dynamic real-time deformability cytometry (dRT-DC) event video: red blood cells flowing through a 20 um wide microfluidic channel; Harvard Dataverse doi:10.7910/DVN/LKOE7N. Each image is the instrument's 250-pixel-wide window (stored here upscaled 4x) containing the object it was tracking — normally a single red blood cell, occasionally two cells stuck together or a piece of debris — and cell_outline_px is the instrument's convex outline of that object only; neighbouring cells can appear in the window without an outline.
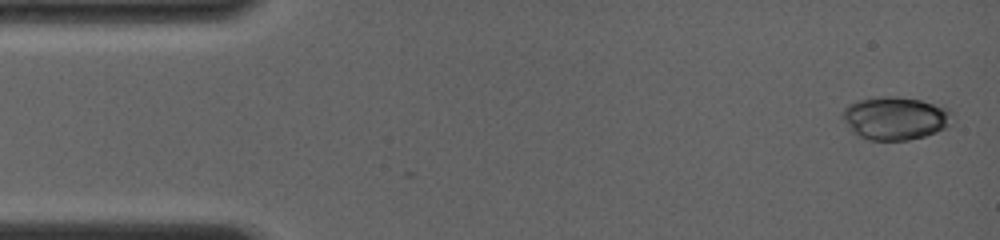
{"species": "common noctule bat (a hibernating species)", "species_latin": "Nyctalus noctula", "temperature_condition": "room temperature", "stored_images_in_passage": 6, "camera_frame_rate_fps": 4000, "um_per_image_px": 0.085, "animal": {"sex": "female", "body_mass_g": 19.0, "forearm_length_mm": 56.7}, "frame": {"image": 1, "passage_image": 1, "time_ms": 0.0, "image_size_px": [1000, 240], "cell_outline_px": [[952, 112], [948, 128], [924, 136], [908, 140], [868, 140], [860, 136], [840, 116], [844, 108], [848, 104], [860, 100], [888, 96], [892, 96], [920, 100], [948, 108]], "centroid_in_image_um": [76.12, 10.05], "position_along_channel_um": 8.9, "area_um2": 27.17}}
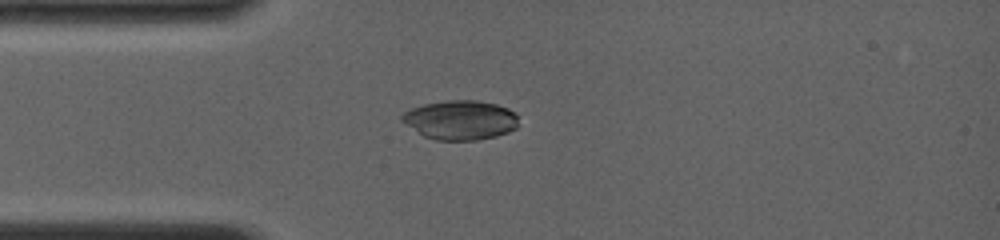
{"frame": {"image": 2, "passage_image": 5, "time_ms": 3.5, "image_size_px": [1000, 240], "cell_outline_px": [[516, 128], [508, 132], [496, 136], [476, 140], [436, 140], [424, 136], [400, 120], [400, 116], [404, 112], [412, 108], [424, 104], [448, 100], [476, 100], [496, 104], [508, 108], [516, 112]], "centroid_in_image_um": [39.12, 10.2], "position_along_channel_um": 45.9, "area_um2": 26.65}}